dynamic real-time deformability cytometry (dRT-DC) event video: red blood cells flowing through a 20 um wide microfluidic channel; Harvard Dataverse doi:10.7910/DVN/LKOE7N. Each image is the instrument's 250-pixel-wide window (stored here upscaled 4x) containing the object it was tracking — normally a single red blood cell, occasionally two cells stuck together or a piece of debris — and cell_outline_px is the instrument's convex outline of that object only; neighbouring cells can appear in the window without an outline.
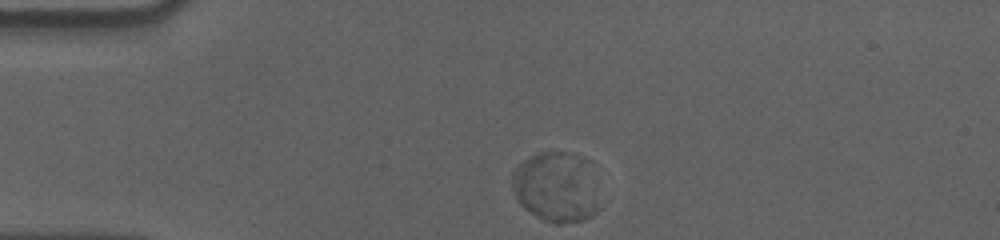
{"species": "human", "species_latin": "Homo sapiens", "temperature_condition": "cold", "stored_images_in_passage": 46, "camera_frame_rate_fps": 3000, "um_per_image_px": 0.085, "donor": {"sex": "male"}, "frame": {"image": 1, "passage_image": 1, "time_ms": 0.0, "image_size_px": [1000, 240], "cell_outline_px": [[600, 208], [592, 216], [584, 220], [560, 224], [552, 224], [536, 216], [524, 208], [520, 204], [512, 188], [512, 172], [524, 160], [540, 152], [564, 152]], "centroid_in_image_um": [46.99, 16.08], "position_along_channel_um": 38.0, "area_um2": 31.79}}
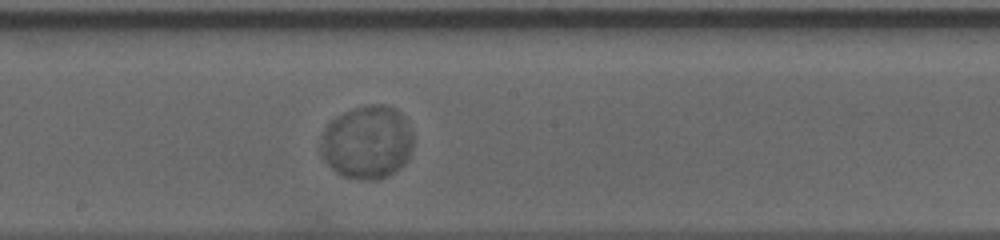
{"frame": {"image": 2, "passage_image": 20, "time_ms": 6.333, "image_size_px": [1000, 240], "cell_outline_px": [[412, 148], [408, 160], [400, 168], [388, 176], [376, 180], [368, 180], [344, 176], [336, 172], [324, 160], [320, 152], [320, 144], [324, 132], [328, 124], [336, 116], [344, 112], [368, 104], [384, 104], [396, 108], [400, 112], [412, 132]], "centroid_in_image_um": [31.22, 12.09], "position_along_channel_um": 217.0, "area_um2": 39.59}}
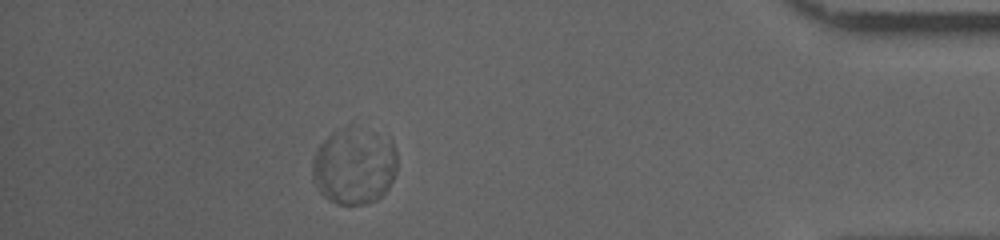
{"frame": {"image": 3, "passage_image": 40, "time_ms": 13.0, "image_size_px": [1000, 240], "cell_outline_px": [[396, 172], [388, 188], [376, 200], [364, 204], [336, 204], [328, 200], [320, 192], [312, 180], [312, 160], [320, 144], [336, 128], [348, 124], [372, 132], [392, 140], [396, 152]], "centroid_in_image_um": [30.08, 14.09], "position_along_channel_um": 405.1, "area_um2": 38.26}, "authors_computed_cell_mechanics": {"area_um2": 38.8127, "velocity_mm_per_s": 3.4541, "shape_relaxation_time_tau1_ms": 2.1947, "shape_relaxation_time_tau2_ms": null, "deformation_change_tau1": 0.0286, "deformation_change_tau2": null}}